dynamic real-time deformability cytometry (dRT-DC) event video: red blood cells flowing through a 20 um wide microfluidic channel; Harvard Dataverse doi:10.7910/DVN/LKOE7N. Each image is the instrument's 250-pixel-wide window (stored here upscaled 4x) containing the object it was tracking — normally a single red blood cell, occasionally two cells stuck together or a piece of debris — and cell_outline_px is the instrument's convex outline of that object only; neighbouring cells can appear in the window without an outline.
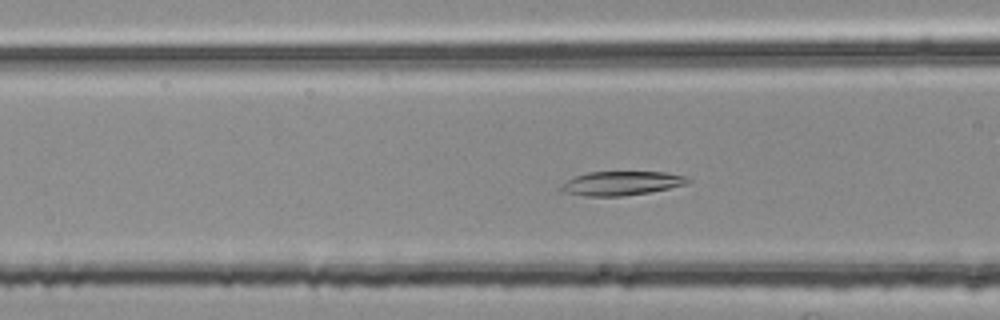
{"species": "common noctule bat (a hibernating species)", "species_latin": "Nyctalus noctula", "temperature_condition": "room temperature", "stored_images_in_passage": 47, "camera_frame_rate_fps": 3000, "um_per_image_px": 0.085, "animal": {"sex": "female", "body_mass_g": 25.1}, "frame": {"image": 1, "passage_image": 17, "time_ms": 5.333, "image_size_px": [1000, 320], "cell_outline_px": [[692, 180], [684, 184], [668, 188], [648, 192], [620, 196], [584, 196], [564, 192], [560, 188], [568, 180], [576, 176], [588, 172], [664, 172], [688, 176]], "centroid_in_image_um": [52.84, 15.57], "position_along_channel_um": 113.8, "area_um2": 17.46}}
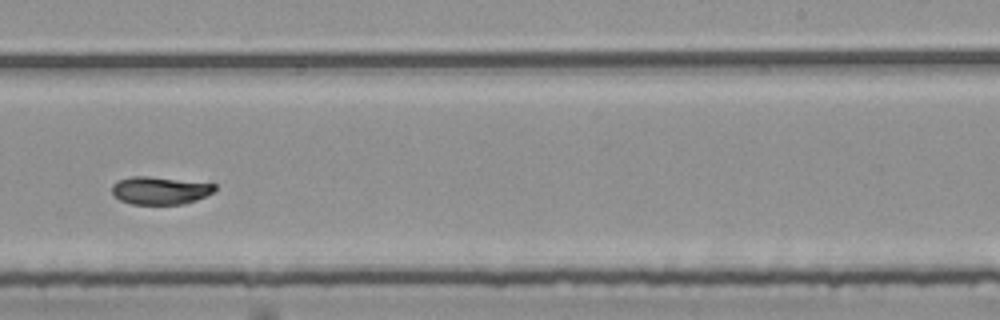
{"frame": {"image": 2, "passage_image": 30, "time_ms": 9.667, "image_size_px": [1000, 320], "cell_outline_px": [[216, 188], [212, 192], [196, 200], [184, 204], [132, 204], [120, 200], [112, 192], [112, 184], [116, 180], [132, 176], [148, 176], [216, 184]], "centroid_in_image_um": [13.56, 16.18], "position_along_channel_um": 275.4, "area_um2": 16.53}}
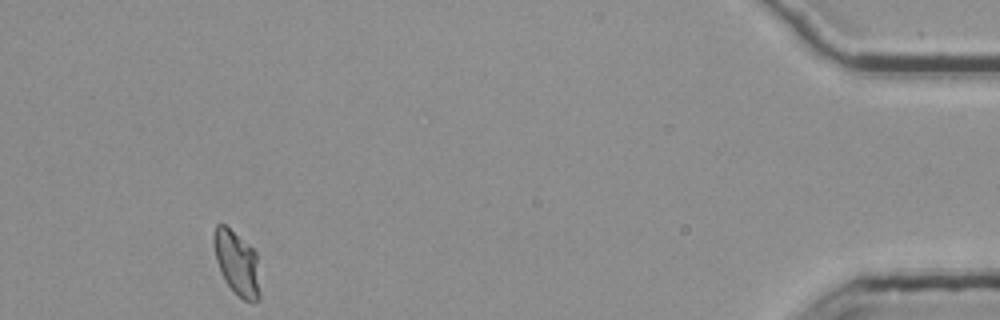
{"frame": {"image": 3, "passage_image": 47, "time_ms": 15.333, "image_size_px": [1000, 320], "cell_outline_px": [[260, 300], [244, 300], [224, 280], [220, 272], [216, 260], [212, 240], [212, 232], [216, 224], [224, 224], [248, 244], [256, 252], [260, 292]], "centroid_in_image_um": [20.11, 22.32], "position_along_channel_um": 415.1, "area_um2": 17.17}, "authors_computed_cell_mechanics": {"area_um2": 17.629, "velocity_mm_per_s": 3.7374, "shape_relaxation_time_tau1_ms": null, "shape_relaxation_time_tau2_ms": 2.1982, "deformation_change_tau1": null, "deformation_change_tau2": 0.0518}}